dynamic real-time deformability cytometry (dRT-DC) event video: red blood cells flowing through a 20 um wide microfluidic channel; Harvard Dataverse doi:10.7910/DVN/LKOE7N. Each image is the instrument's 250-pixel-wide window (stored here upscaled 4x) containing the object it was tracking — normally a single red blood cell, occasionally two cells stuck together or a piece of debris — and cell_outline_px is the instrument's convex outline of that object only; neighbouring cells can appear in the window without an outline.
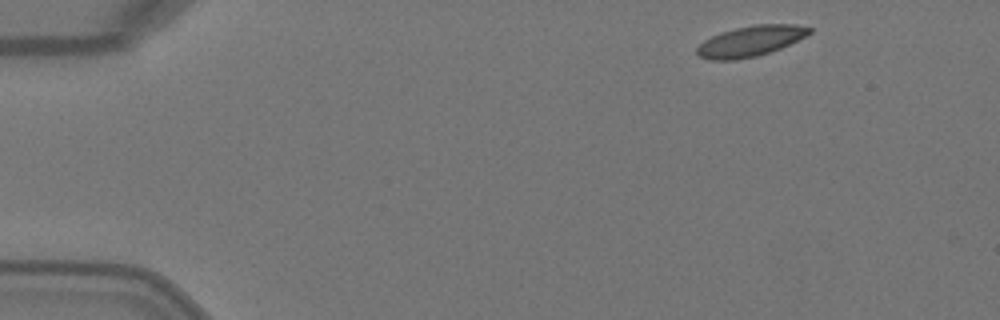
{"species": "Egyptian fruit bat (a non-hibernating species)", "species_latin": "Rousettus aegyptiacus", "temperature_condition": "warm", "stored_images_in_passage": 6, "camera_frame_rate_fps": 3000, "um_per_image_px": 0.085, "animal": {"sex": "female"}, "frame": {"image": 1, "passage_image": 1, "time_ms": 0.0, "image_size_px": [1000, 320], "cell_outline_px": [[812, 32], [780, 48], [756, 56], [736, 60], [708, 60], [700, 56], [696, 52], [696, 48], [704, 40], [720, 32], [736, 28], [756, 24], [796, 24], [812, 28]], "centroid_in_image_um": [63.76, 3.49], "position_along_channel_um": 21.2, "area_um2": 19.83}}
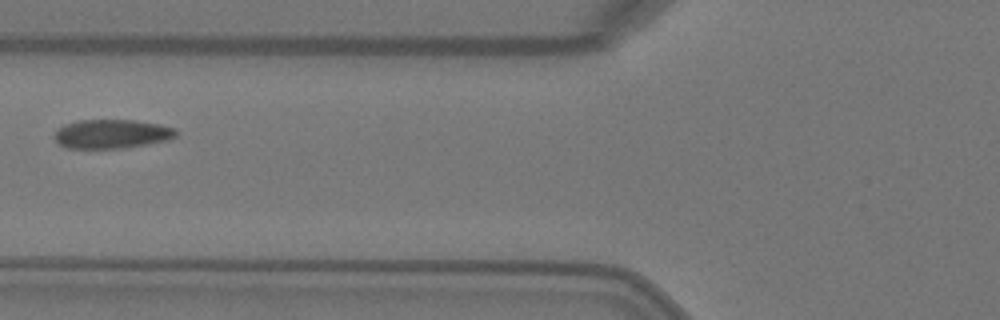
{"frame": {"image": 2, "passage_image": 5, "time_ms": 1.333, "image_size_px": [1000, 320], "cell_outline_px": [[176, 136], [168, 140], [148, 144], [120, 148], [68, 148], [60, 144], [56, 140], [56, 128], [64, 124], [80, 120], [136, 120], [160, 124], [176, 128]], "centroid_in_image_um": [9.52, 11.37], "position_along_channel_um": 116.3, "area_um2": 20.52}}